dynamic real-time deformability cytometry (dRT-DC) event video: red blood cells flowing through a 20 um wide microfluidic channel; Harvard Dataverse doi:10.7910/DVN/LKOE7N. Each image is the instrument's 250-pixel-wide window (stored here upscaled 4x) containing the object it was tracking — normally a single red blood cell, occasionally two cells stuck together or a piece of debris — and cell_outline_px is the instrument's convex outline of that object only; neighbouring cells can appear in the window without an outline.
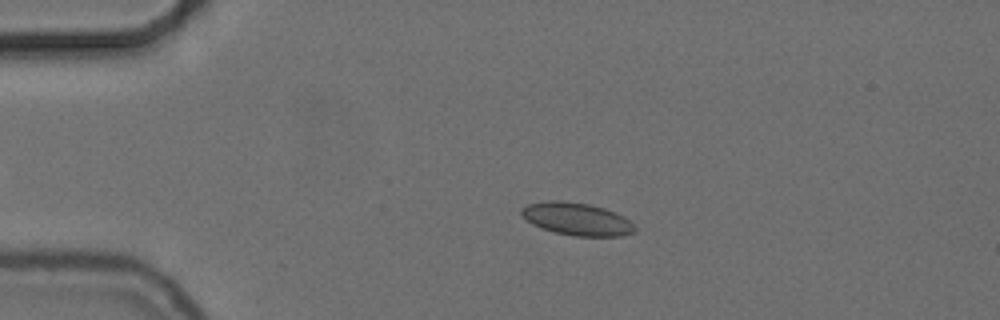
{"species": "common noctule bat (a hibernating species)", "species_latin": "Nyctalus noctula", "temperature_condition": "cold", "stored_images_in_passage": 48, "camera_frame_rate_fps": 3000, "um_per_image_px": 0.085, "animal": {"sex": "female", "body_mass_g": 24.6, "forearm_length_mm": 56.2}, "frame": {"image": 1, "passage_image": 12, "time_ms": 3.667, "image_size_px": [1000, 320], "cell_outline_px": [[636, 232], [624, 236], [576, 236], [556, 232], [540, 228], [532, 224], [520, 212], [520, 208], [528, 204], [548, 200], [560, 200], [588, 204], [604, 208], [616, 212], [624, 216], [636, 224]], "centroid_in_image_um": [49.08, 18.61], "position_along_channel_um": 35.9, "area_um2": 21.73}}
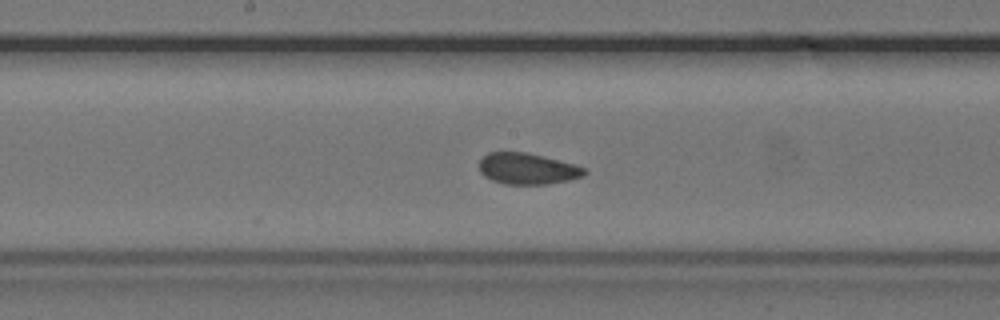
{"frame": {"image": 2, "passage_image": 29, "time_ms": 9.333, "image_size_px": [1000, 320], "cell_outline_px": [[588, 172], [584, 176], [568, 180], [548, 184], [504, 184], [492, 180], [484, 176], [480, 172], [480, 160], [488, 152], [528, 152], [576, 164], [584, 168]], "centroid_in_image_um": [44.85, 14.33], "position_along_channel_um": 203.3, "area_um2": 19.25}}
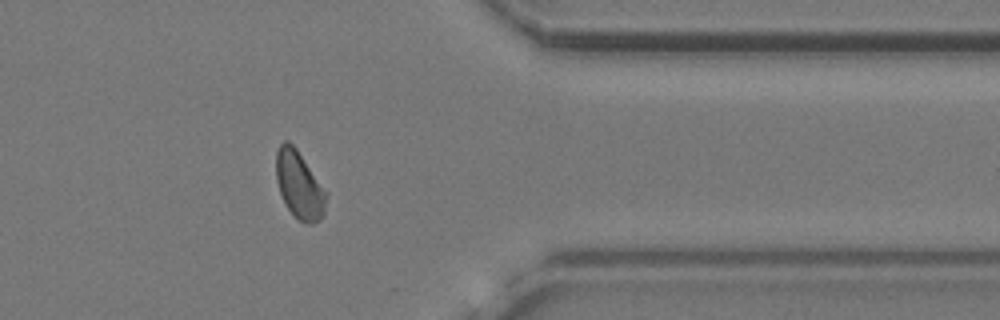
{"frame": {"image": 3, "passage_image": 45, "time_ms": 14.667, "image_size_px": [1000, 320], "cell_outline_px": [[328, 196], [324, 212], [320, 220], [312, 224], [308, 224], [300, 220], [288, 208], [280, 192], [276, 180], [276, 152], [280, 144], [284, 140], [288, 140], [296, 148], [328, 192]], "centroid_in_image_um": [25.46, 15.71], "position_along_channel_um": 385.9, "area_um2": 19.71}, "authors_computed_cell_mechanics": {"area_um2": 19.9988, "velocity_mm_per_s": 3.6854, "shape_relaxation_time_tau1_ms": 5.869, "shape_relaxation_time_tau2_ms": 1.298, "deformation_change_tau1": 0.078, "deformation_change_tau2": 0.063}}